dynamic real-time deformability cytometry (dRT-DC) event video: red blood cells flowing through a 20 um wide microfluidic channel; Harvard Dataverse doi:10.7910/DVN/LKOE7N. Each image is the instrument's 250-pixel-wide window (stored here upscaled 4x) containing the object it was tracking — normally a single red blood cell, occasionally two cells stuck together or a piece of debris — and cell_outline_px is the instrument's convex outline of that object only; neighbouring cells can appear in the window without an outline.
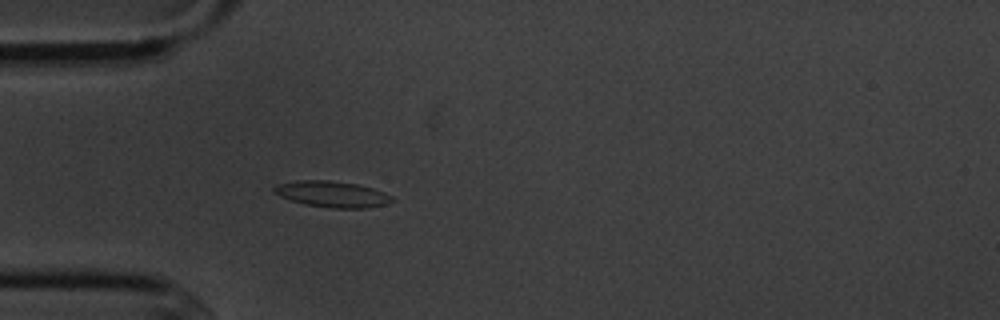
{"species": "common noctule bat (a hibernating species)", "species_latin": "Nyctalus noctula", "temperature_condition": "cold", "stored_images_in_passage": 5, "camera_frame_rate_fps": 3000, "um_per_image_px": 0.085, "animal": {"sex": "male", "body_mass_g": 20.1, "forearm_length_mm": 53.5}, "frame": {"image": 1, "passage_image": 5, "time_ms": 5.333, "image_size_px": [1000, 320], "cell_outline_px": [[396, 200], [384, 204], [368, 208], [332, 208], [304, 204], [280, 196], [272, 192], [272, 188], [276, 184], [296, 180], [328, 180], [356, 184], [372, 188], [384, 192], [392, 196]], "centroid_in_image_um": [28.21, 16.5], "position_along_channel_um": 56.8, "area_um2": 17.98}}